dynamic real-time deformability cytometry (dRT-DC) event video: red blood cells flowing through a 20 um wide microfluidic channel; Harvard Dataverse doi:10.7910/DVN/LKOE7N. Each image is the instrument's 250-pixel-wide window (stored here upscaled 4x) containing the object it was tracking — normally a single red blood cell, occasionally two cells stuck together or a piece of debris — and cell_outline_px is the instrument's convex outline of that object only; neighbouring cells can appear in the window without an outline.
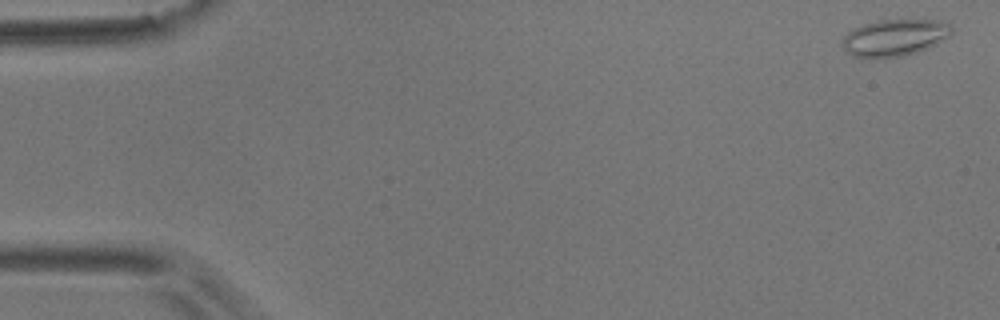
{"species": "common noctule bat (a hibernating species)", "species_latin": "Nyctalus noctula", "temperature_condition": "room temperature", "stored_images_in_passage": 7, "camera_frame_rate_fps": 3000, "um_per_image_px": 0.085, "animal": {"sex": "male", "body_mass_g": 17.9}, "frame": {"image": 1, "passage_image": 1, "time_ms": 0.0, "image_size_px": [1000, 320], "cell_outline_px": [[952, 32], [948, 36], [936, 44], [928, 48], [916, 52], [900, 56], [852, 56], [840, 44], [840, 40], [852, 28], [864, 24], [880, 20], [940, 20], [948, 24], [952, 28]], "centroid_in_image_um": [76.02, 3.17], "position_along_channel_um": 9.0, "area_um2": 23.0}}
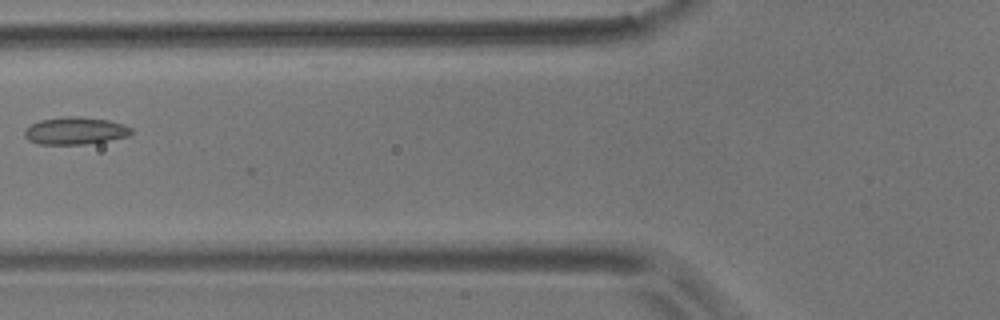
{"frame": {"image": 2, "passage_image": 7, "time_ms": 7.0, "image_size_px": [1000, 320], "cell_outline_px": [[132, 132], [128, 136], [108, 140], [84, 144], [40, 144], [28, 140], [24, 136], [24, 128], [40, 120], [64, 116], [80, 116], [108, 120], [124, 124], [132, 128]], "centroid_in_image_um": [6.37, 11.1], "position_along_channel_um": 119.4, "area_um2": 17.05}}